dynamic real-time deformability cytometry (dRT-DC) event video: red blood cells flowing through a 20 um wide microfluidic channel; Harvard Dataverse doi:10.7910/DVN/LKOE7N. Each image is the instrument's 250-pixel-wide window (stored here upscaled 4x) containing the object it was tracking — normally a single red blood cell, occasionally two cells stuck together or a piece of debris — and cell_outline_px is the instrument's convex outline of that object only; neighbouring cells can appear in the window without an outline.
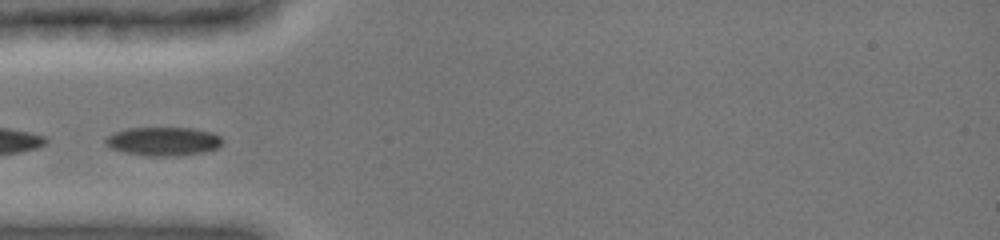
{"species": "common noctule bat (a hibernating species)", "species_latin": "Nyctalus noctula", "temperature_condition": "cold", "stored_images_in_passage": 19, "camera_frame_rate_fps": 3000, "um_per_image_px": 0.085, "animal": {"sex": "female", "body_mass_g": 19.0, "forearm_length_mm": 51.5}, "frame": {"image": 1, "passage_image": 13, "time_ms": 4.0, "image_size_px": [1000, 240], "cell_outline_px": [[220, 144], [216, 148], [204, 152], [176, 156], [148, 156], [124, 152], [112, 148], [104, 144], [104, 140], [112, 132], [128, 128], [192, 128], [212, 132], [220, 136]], "centroid_in_image_um": [13.83, 12.01], "position_along_channel_um": 71.2, "area_um2": 19.48}}